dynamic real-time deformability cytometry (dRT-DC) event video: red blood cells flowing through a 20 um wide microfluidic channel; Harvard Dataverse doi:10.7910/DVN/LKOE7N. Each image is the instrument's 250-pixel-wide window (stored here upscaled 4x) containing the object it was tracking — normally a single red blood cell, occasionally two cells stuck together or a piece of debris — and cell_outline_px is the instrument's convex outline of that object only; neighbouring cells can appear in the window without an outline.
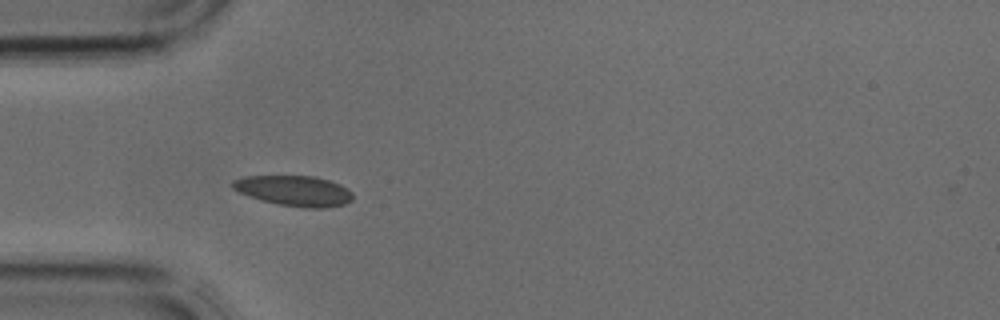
{"species": "common noctule bat (a hibernating species)", "species_latin": "Nyctalus noctula", "temperature_condition": "cold", "stored_images_in_passage": 4, "camera_frame_rate_fps": 3000, "um_per_image_px": 0.085, "animal": {"sex": "male", "body_mass_g": 17.9, "forearm_length_mm": 54.2}, "frame": {"image": 1, "passage_image": 4, "time_ms": 1.0, "image_size_px": [1000, 320], "cell_outline_px": [[352, 200], [344, 204], [324, 208], [304, 208], [280, 204], [260, 200], [248, 196], [232, 188], [232, 180], [244, 176], [316, 176], [340, 184], [348, 188], [352, 192]], "centroid_in_image_um": [25.01, 16.21], "position_along_channel_um": 60.0, "area_um2": 21.33}}